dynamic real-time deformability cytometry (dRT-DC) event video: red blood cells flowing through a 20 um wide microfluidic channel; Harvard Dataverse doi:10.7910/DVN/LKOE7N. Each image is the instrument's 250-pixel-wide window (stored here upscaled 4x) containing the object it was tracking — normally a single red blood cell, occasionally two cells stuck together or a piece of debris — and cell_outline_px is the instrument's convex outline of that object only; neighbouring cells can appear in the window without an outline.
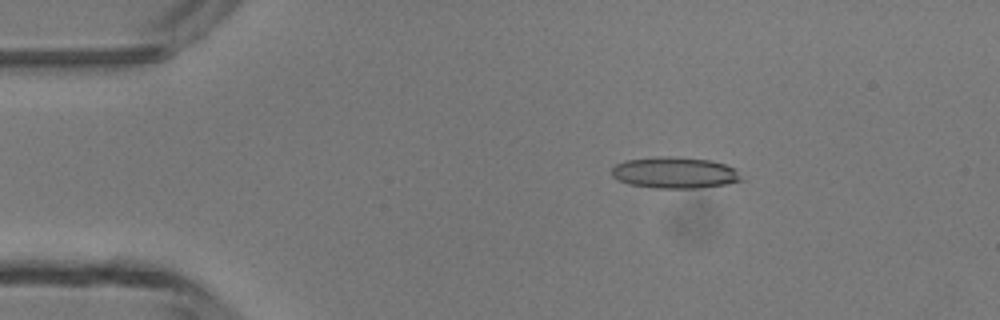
{"species": "common noctule bat (a hibernating species)", "species_latin": "Nyctalus noctula", "temperature_condition": "room temperature", "stored_images_in_passage": 3, "camera_frame_rate_fps": 3000, "um_per_image_px": 0.085, "animal": {"sex": "male", "body_mass_g": 13.3}, "frame": {"image": 1, "passage_image": 2, "time_ms": 1.333, "image_size_px": [1000, 320], "cell_outline_px": [[744, 180], [728, 184], [696, 188], [656, 188], [628, 184], [612, 176], [612, 168], [616, 164], [624, 160], [668, 156], [712, 160], [724, 164], [732, 168]], "centroid_in_image_um": [57.34, 14.68], "position_along_channel_um": 27.7, "area_um2": 23.47}}